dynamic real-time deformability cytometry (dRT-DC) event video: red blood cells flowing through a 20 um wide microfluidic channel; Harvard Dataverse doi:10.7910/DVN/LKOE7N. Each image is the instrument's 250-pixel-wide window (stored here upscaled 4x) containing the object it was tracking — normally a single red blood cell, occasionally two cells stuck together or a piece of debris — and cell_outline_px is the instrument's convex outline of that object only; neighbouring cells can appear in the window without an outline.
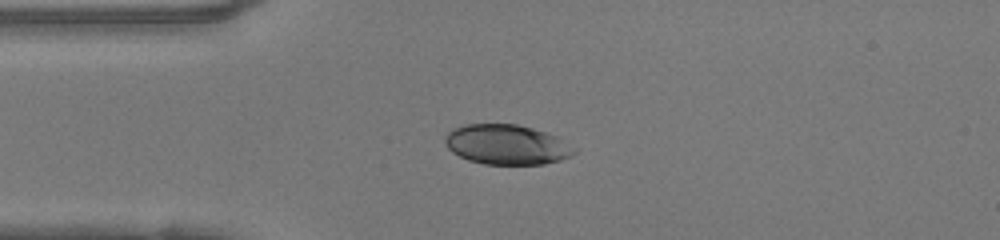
{"species": "human", "species_latin": "Homo sapiens", "temperature_condition": "warm", "stored_images_in_passage": 38, "camera_frame_rate_fps": 3000, "um_per_image_px": 0.085, "donor": {"sex": "female"}, "frame": {"image": 1, "passage_image": 1, "time_ms": 0.0, "image_size_px": [1000, 240], "cell_outline_px": [[576, 152], [560, 160], [544, 164], [484, 164], [468, 160], [452, 152], [448, 148], [444, 140], [444, 136], [452, 128], [464, 124], [516, 124], [532, 128], [556, 136], [576, 148]], "centroid_in_image_um": [43.03, 12.28], "position_along_channel_um": 42.0, "area_um2": 30.0}}
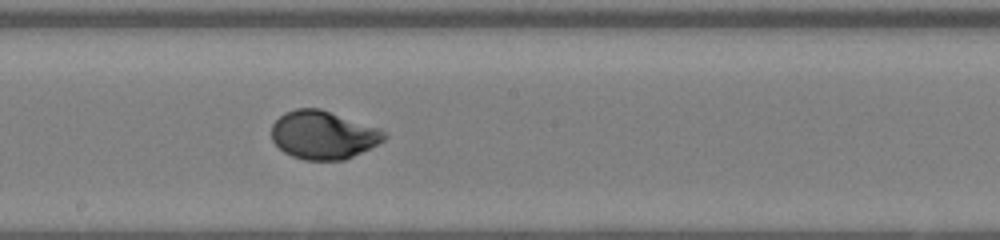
{"frame": {"image": 2, "passage_image": 15, "time_ms": 4.667, "image_size_px": [1000, 240], "cell_outline_px": [[388, 136], [384, 140], [344, 160], [304, 160], [292, 156], [284, 152], [272, 140], [272, 124], [284, 112], [296, 108], [320, 108], [380, 128]], "centroid_in_image_um": [27.46, 11.46], "position_along_channel_um": 220.7, "area_um2": 31.56}}
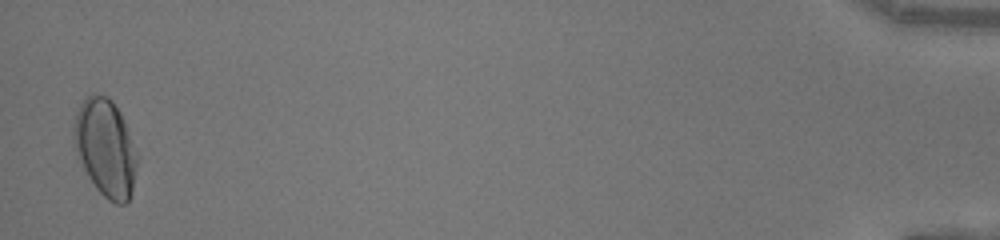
{"frame": {"image": 3, "passage_image": 37, "time_ms": 12.0, "image_size_px": [1000, 240], "cell_outline_px": [[136, 168], [132, 192], [128, 200], [124, 204], [116, 204], [108, 200], [96, 188], [88, 176], [80, 160], [72, 136], [72, 124], [76, 112], [80, 104], [92, 92], [108, 96], [112, 100], [120, 112], [124, 120], [136, 156]], "centroid_in_image_um": [8.93, 12.53], "position_along_channel_um": 426.3, "area_um2": 35.6}, "authors_computed_cell_mechanics": {"area_um2": 31.2987, "velocity_mm_per_s": 4.1747, "shape_relaxation_time_tau1_ms": 2.9577, "shape_relaxation_time_tau2_ms": null, "deformation_change_tau1": 0.1709, "deformation_change_tau2": null}}